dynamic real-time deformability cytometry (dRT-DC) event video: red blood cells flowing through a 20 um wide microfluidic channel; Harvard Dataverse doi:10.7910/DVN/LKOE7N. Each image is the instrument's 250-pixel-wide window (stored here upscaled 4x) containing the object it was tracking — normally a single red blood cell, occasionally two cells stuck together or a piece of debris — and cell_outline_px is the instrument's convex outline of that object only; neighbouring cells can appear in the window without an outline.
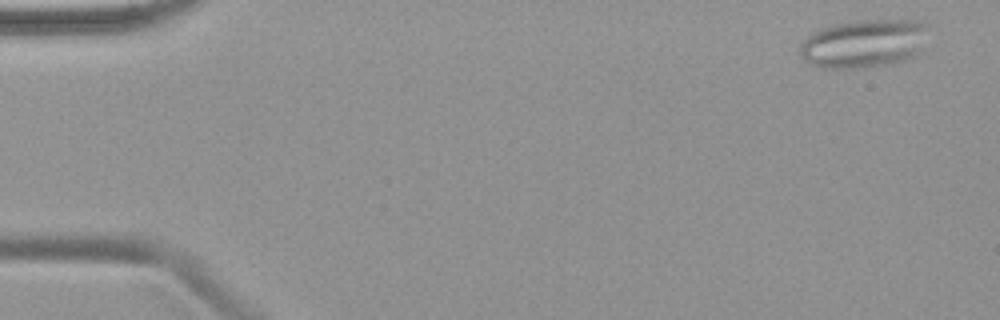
{"species": "common noctule bat (a hibernating species)", "species_latin": "Nyctalus noctula", "temperature_condition": "warm", "stored_images_in_passage": 50, "camera_frame_rate_fps": 3000, "um_per_image_px": 0.085, "animal": {"sex": "female", "body_mass_g": 19.9}, "frame": {"image": 1, "passage_image": 3, "time_ms": 0.667, "image_size_px": [1000, 320], "cell_outline_px": [[928, 24], [920, 52], [916, 56], [892, 64], [864, 68], [820, 68], [808, 64], [800, 56], [800, 44], [808, 36], [820, 28], [836, 24], [856, 20], [912, 20]], "centroid_in_image_um": [73.4, 3.72], "position_along_channel_um": 11.6, "area_um2": 36.41}}
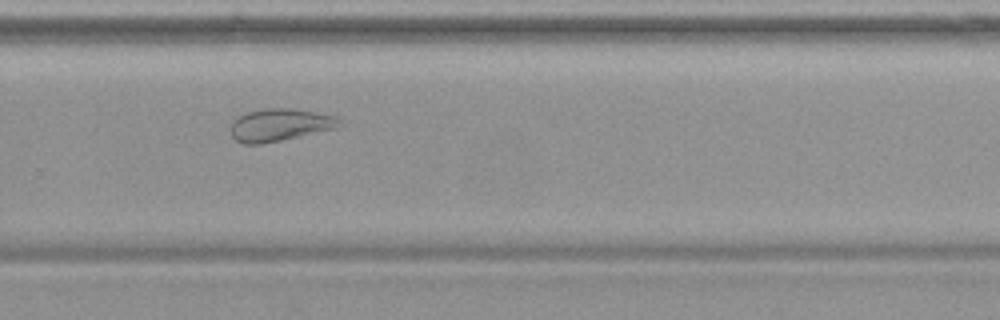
{"frame": {"image": 2, "passage_image": 34, "time_ms": 11.0, "image_size_px": [1000, 320], "cell_outline_px": [[344, 124], [340, 128], [260, 144], [244, 144], [236, 140], [232, 136], [232, 120], [248, 112], [268, 108], [292, 108], [316, 112], [336, 116]], "centroid_in_image_um": [23.85, 10.61], "position_along_channel_um": 305.9, "area_um2": 20.58}}
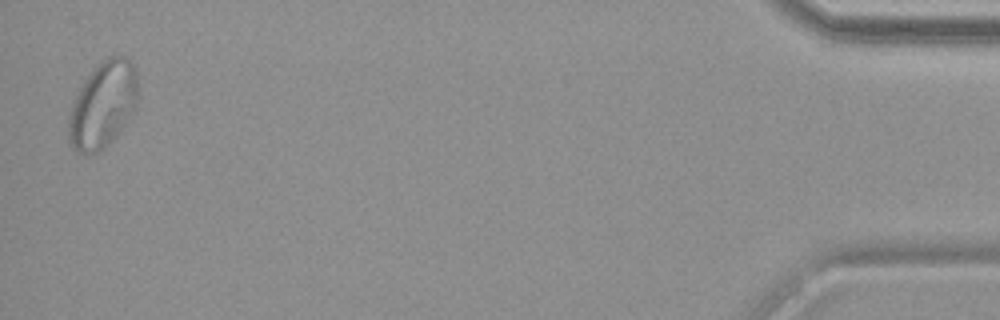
{"frame": {"image": 3, "passage_image": 49, "time_ms": 16.0, "image_size_px": [1000, 320], "cell_outline_px": [[136, 104], [116, 136], [104, 148], [96, 152], [76, 152], [72, 148], [68, 140], [68, 116], [72, 104], [84, 80], [96, 64], [100, 60], [108, 56], [124, 56], [136, 68]], "centroid_in_image_um": [8.7, 8.88], "position_along_channel_um": 426.5, "area_um2": 34.39}}